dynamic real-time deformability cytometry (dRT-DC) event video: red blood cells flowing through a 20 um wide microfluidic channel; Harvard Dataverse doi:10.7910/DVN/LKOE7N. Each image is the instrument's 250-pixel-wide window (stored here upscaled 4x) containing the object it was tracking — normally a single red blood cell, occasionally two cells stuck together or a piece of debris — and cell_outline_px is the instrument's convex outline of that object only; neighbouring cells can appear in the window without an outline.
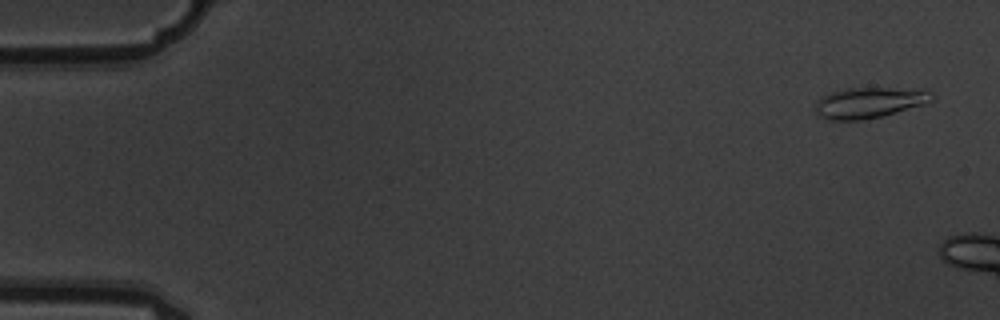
{"species": "common noctule bat (a hibernating species)", "species_latin": "Nyctalus noctula", "temperature_condition": "warm", "stored_images_in_passage": 3, "camera_frame_rate_fps": 3000, "um_per_image_px": 0.085, "animal": {"sex": "male", "body_mass_g": 19.5, "forearm_length_mm": 54.6}, "frame": {"image": 1, "passage_image": 1, "time_ms": 0.0, "image_size_px": [1000, 320], "cell_outline_px": [[936, 100], [924, 104], [884, 116], [864, 120], [828, 120], [820, 116], [816, 112], [816, 100], [820, 96], [832, 92], [848, 88], [920, 88], [936, 96]], "centroid_in_image_um": [73.92, 8.72], "position_along_channel_um": 11.1, "area_um2": 21.21}}